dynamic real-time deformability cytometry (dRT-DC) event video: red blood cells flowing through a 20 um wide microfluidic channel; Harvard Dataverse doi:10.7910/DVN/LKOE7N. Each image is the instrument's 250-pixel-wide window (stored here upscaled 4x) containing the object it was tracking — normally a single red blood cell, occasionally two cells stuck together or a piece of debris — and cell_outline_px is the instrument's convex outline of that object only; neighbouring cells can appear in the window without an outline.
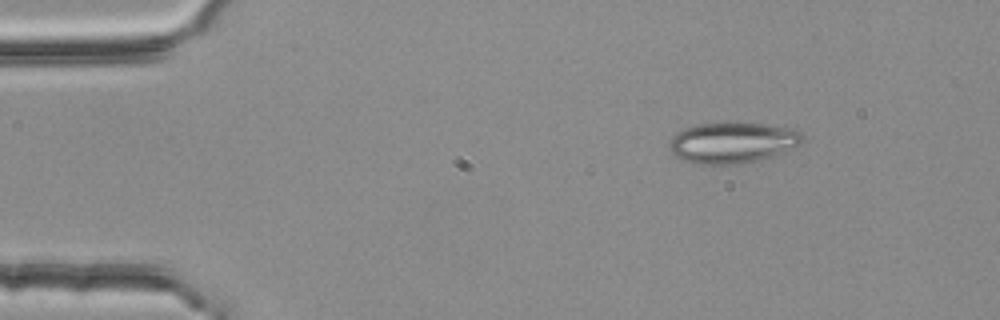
{"species": "common noctule bat (a hibernating species)", "species_latin": "Nyctalus noctula", "temperature_condition": "room temperature", "stored_images_in_passage": 3, "camera_frame_rate_fps": 3000, "um_per_image_px": 0.085, "animal": {"sex": "female", "body_mass_g": 25.1}, "frame": {"image": 1, "passage_image": 1, "time_ms": 0.0, "image_size_px": [1000, 320], "cell_outline_px": [[804, 140], [800, 144], [780, 152], [756, 160], [740, 164], [696, 164], [672, 156], [672, 136], [676, 132], [684, 128], [700, 124], [764, 124], [792, 128], [804, 132]], "centroid_in_image_um": [62.27, 12.13], "position_along_channel_um": 22.7, "area_um2": 31.1}}